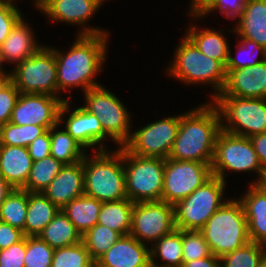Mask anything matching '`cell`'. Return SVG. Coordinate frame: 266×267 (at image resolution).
<instances>
[{
    "instance_id": "obj_1",
    "label": "cell",
    "mask_w": 266,
    "mask_h": 267,
    "mask_svg": "<svg viewBox=\"0 0 266 267\" xmlns=\"http://www.w3.org/2000/svg\"><path fill=\"white\" fill-rule=\"evenodd\" d=\"M110 37V34L76 35L74 43L68 45L65 51L48 45L56 59L59 98L63 101L73 100L71 94L69 98L62 97L66 95L64 92L71 93L74 88H80L83 94L90 88L102 85L97 77L104 72Z\"/></svg>"
},
{
    "instance_id": "obj_2",
    "label": "cell",
    "mask_w": 266,
    "mask_h": 267,
    "mask_svg": "<svg viewBox=\"0 0 266 267\" xmlns=\"http://www.w3.org/2000/svg\"><path fill=\"white\" fill-rule=\"evenodd\" d=\"M221 130V116L212 101L180 112V125L168 158L211 165Z\"/></svg>"
},
{
    "instance_id": "obj_3",
    "label": "cell",
    "mask_w": 266,
    "mask_h": 267,
    "mask_svg": "<svg viewBox=\"0 0 266 267\" xmlns=\"http://www.w3.org/2000/svg\"><path fill=\"white\" fill-rule=\"evenodd\" d=\"M180 37V43L175 46L174 56L165 68L167 76L175 79L183 85L208 86L214 90L208 96L212 101L224 89L227 79L225 66L212 59L196 47V45L185 35ZM177 79V80H176Z\"/></svg>"
},
{
    "instance_id": "obj_4",
    "label": "cell",
    "mask_w": 266,
    "mask_h": 267,
    "mask_svg": "<svg viewBox=\"0 0 266 267\" xmlns=\"http://www.w3.org/2000/svg\"><path fill=\"white\" fill-rule=\"evenodd\" d=\"M83 169L84 195L101 202L127 199L123 147L87 152Z\"/></svg>"
},
{
    "instance_id": "obj_5",
    "label": "cell",
    "mask_w": 266,
    "mask_h": 267,
    "mask_svg": "<svg viewBox=\"0 0 266 267\" xmlns=\"http://www.w3.org/2000/svg\"><path fill=\"white\" fill-rule=\"evenodd\" d=\"M199 231L219 258L250 242L244 208L237 197H230Z\"/></svg>"
},
{
    "instance_id": "obj_6",
    "label": "cell",
    "mask_w": 266,
    "mask_h": 267,
    "mask_svg": "<svg viewBox=\"0 0 266 267\" xmlns=\"http://www.w3.org/2000/svg\"><path fill=\"white\" fill-rule=\"evenodd\" d=\"M211 172L225 183L228 181L230 172L255 173L256 179L254 178L248 184L266 182V171L259 162L250 138L224 130L220 131L216 140Z\"/></svg>"
},
{
    "instance_id": "obj_7",
    "label": "cell",
    "mask_w": 266,
    "mask_h": 267,
    "mask_svg": "<svg viewBox=\"0 0 266 267\" xmlns=\"http://www.w3.org/2000/svg\"><path fill=\"white\" fill-rule=\"evenodd\" d=\"M104 85L90 88L83 94L82 106L97 115L103 131L115 146L123 147L129 140L133 125V114L120 97Z\"/></svg>"
},
{
    "instance_id": "obj_8",
    "label": "cell",
    "mask_w": 266,
    "mask_h": 267,
    "mask_svg": "<svg viewBox=\"0 0 266 267\" xmlns=\"http://www.w3.org/2000/svg\"><path fill=\"white\" fill-rule=\"evenodd\" d=\"M226 184L212 175L189 196L177 202L174 205L176 229L199 231L209 217L230 199L226 193Z\"/></svg>"
},
{
    "instance_id": "obj_9",
    "label": "cell",
    "mask_w": 266,
    "mask_h": 267,
    "mask_svg": "<svg viewBox=\"0 0 266 267\" xmlns=\"http://www.w3.org/2000/svg\"><path fill=\"white\" fill-rule=\"evenodd\" d=\"M127 198L133 203L161 201L165 159L140 157L123 146Z\"/></svg>"
},
{
    "instance_id": "obj_10",
    "label": "cell",
    "mask_w": 266,
    "mask_h": 267,
    "mask_svg": "<svg viewBox=\"0 0 266 267\" xmlns=\"http://www.w3.org/2000/svg\"><path fill=\"white\" fill-rule=\"evenodd\" d=\"M212 102L219 110L222 130L248 138L266 132V99L218 95Z\"/></svg>"
},
{
    "instance_id": "obj_11",
    "label": "cell",
    "mask_w": 266,
    "mask_h": 267,
    "mask_svg": "<svg viewBox=\"0 0 266 267\" xmlns=\"http://www.w3.org/2000/svg\"><path fill=\"white\" fill-rule=\"evenodd\" d=\"M57 66L54 51L43 45L35 54L11 66V82L20 93L58 97Z\"/></svg>"
},
{
    "instance_id": "obj_12",
    "label": "cell",
    "mask_w": 266,
    "mask_h": 267,
    "mask_svg": "<svg viewBox=\"0 0 266 267\" xmlns=\"http://www.w3.org/2000/svg\"><path fill=\"white\" fill-rule=\"evenodd\" d=\"M180 125V114L166 116L132 130L124 147L140 157L167 159Z\"/></svg>"
},
{
    "instance_id": "obj_13",
    "label": "cell",
    "mask_w": 266,
    "mask_h": 267,
    "mask_svg": "<svg viewBox=\"0 0 266 267\" xmlns=\"http://www.w3.org/2000/svg\"><path fill=\"white\" fill-rule=\"evenodd\" d=\"M212 176L207 163L165 159L164 185L161 201L173 206L189 196Z\"/></svg>"
},
{
    "instance_id": "obj_14",
    "label": "cell",
    "mask_w": 266,
    "mask_h": 267,
    "mask_svg": "<svg viewBox=\"0 0 266 267\" xmlns=\"http://www.w3.org/2000/svg\"><path fill=\"white\" fill-rule=\"evenodd\" d=\"M176 229L174 206L164 201L134 203L130 235L151 246Z\"/></svg>"
},
{
    "instance_id": "obj_15",
    "label": "cell",
    "mask_w": 266,
    "mask_h": 267,
    "mask_svg": "<svg viewBox=\"0 0 266 267\" xmlns=\"http://www.w3.org/2000/svg\"><path fill=\"white\" fill-rule=\"evenodd\" d=\"M72 100H66L59 112V123L87 151L92 152L113 149V142L103 131L97 115L87 111L82 105L72 106ZM107 142V143H106ZM107 145V146H106Z\"/></svg>"
},
{
    "instance_id": "obj_16",
    "label": "cell",
    "mask_w": 266,
    "mask_h": 267,
    "mask_svg": "<svg viewBox=\"0 0 266 267\" xmlns=\"http://www.w3.org/2000/svg\"><path fill=\"white\" fill-rule=\"evenodd\" d=\"M102 7L96 0H49L38 12L45 15L51 24L57 22V24L77 26L78 30L76 28L75 32L77 35L111 34L107 28L90 24V20Z\"/></svg>"
},
{
    "instance_id": "obj_17",
    "label": "cell",
    "mask_w": 266,
    "mask_h": 267,
    "mask_svg": "<svg viewBox=\"0 0 266 267\" xmlns=\"http://www.w3.org/2000/svg\"><path fill=\"white\" fill-rule=\"evenodd\" d=\"M64 101L48 94L20 93L10 122L16 125H38L46 130L59 123V112Z\"/></svg>"
},
{
    "instance_id": "obj_18",
    "label": "cell",
    "mask_w": 266,
    "mask_h": 267,
    "mask_svg": "<svg viewBox=\"0 0 266 267\" xmlns=\"http://www.w3.org/2000/svg\"><path fill=\"white\" fill-rule=\"evenodd\" d=\"M188 17H191L190 24L188 28L184 31L185 35L196 45L200 52L205 54L206 56L220 61L224 66L228 60L230 41L227 38V32L232 33L234 35V28L229 29L223 28L219 30L214 29L213 27L208 28L207 26L199 28V25L195 23L201 19L200 15H194L190 13H186ZM192 22V23H191ZM226 31V32H225Z\"/></svg>"
},
{
    "instance_id": "obj_19",
    "label": "cell",
    "mask_w": 266,
    "mask_h": 267,
    "mask_svg": "<svg viewBox=\"0 0 266 267\" xmlns=\"http://www.w3.org/2000/svg\"><path fill=\"white\" fill-rule=\"evenodd\" d=\"M95 263L100 267H151L150 246L124 235Z\"/></svg>"
},
{
    "instance_id": "obj_20",
    "label": "cell",
    "mask_w": 266,
    "mask_h": 267,
    "mask_svg": "<svg viewBox=\"0 0 266 267\" xmlns=\"http://www.w3.org/2000/svg\"><path fill=\"white\" fill-rule=\"evenodd\" d=\"M219 95L266 99V60L254 66L231 70Z\"/></svg>"
},
{
    "instance_id": "obj_21",
    "label": "cell",
    "mask_w": 266,
    "mask_h": 267,
    "mask_svg": "<svg viewBox=\"0 0 266 267\" xmlns=\"http://www.w3.org/2000/svg\"><path fill=\"white\" fill-rule=\"evenodd\" d=\"M247 189L238 196L241 201L247 224L250 242H266V182L248 184Z\"/></svg>"
},
{
    "instance_id": "obj_22",
    "label": "cell",
    "mask_w": 266,
    "mask_h": 267,
    "mask_svg": "<svg viewBox=\"0 0 266 267\" xmlns=\"http://www.w3.org/2000/svg\"><path fill=\"white\" fill-rule=\"evenodd\" d=\"M42 193L59 209L71 200L84 195L83 160L64 165Z\"/></svg>"
},
{
    "instance_id": "obj_23",
    "label": "cell",
    "mask_w": 266,
    "mask_h": 267,
    "mask_svg": "<svg viewBox=\"0 0 266 267\" xmlns=\"http://www.w3.org/2000/svg\"><path fill=\"white\" fill-rule=\"evenodd\" d=\"M27 21L26 16H23L2 44V55L9 67L10 64L14 67L23 62L44 45L38 41L37 36L35 37L36 31L32 29V24Z\"/></svg>"
},
{
    "instance_id": "obj_24",
    "label": "cell",
    "mask_w": 266,
    "mask_h": 267,
    "mask_svg": "<svg viewBox=\"0 0 266 267\" xmlns=\"http://www.w3.org/2000/svg\"><path fill=\"white\" fill-rule=\"evenodd\" d=\"M233 24L236 38L253 40L266 49V0H247Z\"/></svg>"
},
{
    "instance_id": "obj_25",
    "label": "cell",
    "mask_w": 266,
    "mask_h": 267,
    "mask_svg": "<svg viewBox=\"0 0 266 267\" xmlns=\"http://www.w3.org/2000/svg\"><path fill=\"white\" fill-rule=\"evenodd\" d=\"M33 160L26 147L0 145V174L15 189H22Z\"/></svg>"
},
{
    "instance_id": "obj_26",
    "label": "cell",
    "mask_w": 266,
    "mask_h": 267,
    "mask_svg": "<svg viewBox=\"0 0 266 267\" xmlns=\"http://www.w3.org/2000/svg\"><path fill=\"white\" fill-rule=\"evenodd\" d=\"M59 210L42 192H28L25 237L38 236Z\"/></svg>"
},
{
    "instance_id": "obj_27",
    "label": "cell",
    "mask_w": 266,
    "mask_h": 267,
    "mask_svg": "<svg viewBox=\"0 0 266 267\" xmlns=\"http://www.w3.org/2000/svg\"><path fill=\"white\" fill-rule=\"evenodd\" d=\"M151 267H182V230L175 229L150 246Z\"/></svg>"
},
{
    "instance_id": "obj_28",
    "label": "cell",
    "mask_w": 266,
    "mask_h": 267,
    "mask_svg": "<svg viewBox=\"0 0 266 267\" xmlns=\"http://www.w3.org/2000/svg\"><path fill=\"white\" fill-rule=\"evenodd\" d=\"M102 204L103 202L95 198L82 195L71 200L61 210L83 235L97 224Z\"/></svg>"
},
{
    "instance_id": "obj_29",
    "label": "cell",
    "mask_w": 266,
    "mask_h": 267,
    "mask_svg": "<svg viewBox=\"0 0 266 267\" xmlns=\"http://www.w3.org/2000/svg\"><path fill=\"white\" fill-rule=\"evenodd\" d=\"M38 237L53 249L72 246L82 241L81 233L61 209Z\"/></svg>"
},
{
    "instance_id": "obj_30",
    "label": "cell",
    "mask_w": 266,
    "mask_h": 267,
    "mask_svg": "<svg viewBox=\"0 0 266 267\" xmlns=\"http://www.w3.org/2000/svg\"><path fill=\"white\" fill-rule=\"evenodd\" d=\"M50 139V155L64 165L82 161L87 153L60 123L50 128Z\"/></svg>"
},
{
    "instance_id": "obj_31",
    "label": "cell",
    "mask_w": 266,
    "mask_h": 267,
    "mask_svg": "<svg viewBox=\"0 0 266 267\" xmlns=\"http://www.w3.org/2000/svg\"><path fill=\"white\" fill-rule=\"evenodd\" d=\"M134 203L127 199L103 202L97 224L106 226L122 236L128 235L132 225Z\"/></svg>"
},
{
    "instance_id": "obj_32",
    "label": "cell",
    "mask_w": 266,
    "mask_h": 267,
    "mask_svg": "<svg viewBox=\"0 0 266 267\" xmlns=\"http://www.w3.org/2000/svg\"><path fill=\"white\" fill-rule=\"evenodd\" d=\"M236 41L235 46L237 50L235 51L237 52L235 54H232V44L229 47L228 60L225 65L227 74L231 70L254 66L266 60V49L263 46H259L253 40L246 38H238L234 42Z\"/></svg>"
},
{
    "instance_id": "obj_33",
    "label": "cell",
    "mask_w": 266,
    "mask_h": 267,
    "mask_svg": "<svg viewBox=\"0 0 266 267\" xmlns=\"http://www.w3.org/2000/svg\"><path fill=\"white\" fill-rule=\"evenodd\" d=\"M27 205L28 191L13 188L0 206V221L20 229L25 236Z\"/></svg>"
},
{
    "instance_id": "obj_34",
    "label": "cell",
    "mask_w": 266,
    "mask_h": 267,
    "mask_svg": "<svg viewBox=\"0 0 266 267\" xmlns=\"http://www.w3.org/2000/svg\"><path fill=\"white\" fill-rule=\"evenodd\" d=\"M64 166L51 155L33 162L27 182L22 188L28 192H43Z\"/></svg>"
},
{
    "instance_id": "obj_35",
    "label": "cell",
    "mask_w": 266,
    "mask_h": 267,
    "mask_svg": "<svg viewBox=\"0 0 266 267\" xmlns=\"http://www.w3.org/2000/svg\"><path fill=\"white\" fill-rule=\"evenodd\" d=\"M121 236L106 226L96 224L82 235V242L92 260L96 262Z\"/></svg>"
},
{
    "instance_id": "obj_36",
    "label": "cell",
    "mask_w": 266,
    "mask_h": 267,
    "mask_svg": "<svg viewBox=\"0 0 266 267\" xmlns=\"http://www.w3.org/2000/svg\"><path fill=\"white\" fill-rule=\"evenodd\" d=\"M46 129L38 125H16L11 122L0 127V145L28 146Z\"/></svg>"
},
{
    "instance_id": "obj_37",
    "label": "cell",
    "mask_w": 266,
    "mask_h": 267,
    "mask_svg": "<svg viewBox=\"0 0 266 267\" xmlns=\"http://www.w3.org/2000/svg\"><path fill=\"white\" fill-rule=\"evenodd\" d=\"M266 258L263 244L249 242L220 258L221 267H259Z\"/></svg>"
},
{
    "instance_id": "obj_38",
    "label": "cell",
    "mask_w": 266,
    "mask_h": 267,
    "mask_svg": "<svg viewBox=\"0 0 266 267\" xmlns=\"http://www.w3.org/2000/svg\"><path fill=\"white\" fill-rule=\"evenodd\" d=\"M94 263L81 241L72 246L55 249L51 267H93Z\"/></svg>"
},
{
    "instance_id": "obj_39",
    "label": "cell",
    "mask_w": 266,
    "mask_h": 267,
    "mask_svg": "<svg viewBox=\"0 0 266 267\" xmlns=\"http://www.w3.org/2000/svg\"><path fill=\"white\" fill-rule=\"evenodd\" d=\"M54 250L38 236L26 237L24 267H51Z\"/></svg>"
},
{
    "instance_id": "obj_40",
    "label": "cell",
    "mask_w": 266,
    "mask_h": 267,
    "mask_svg": "<svg viewBox=\"0 0 266 267\" xmlns=\"http://www.w3.org/2000/svg\"><path fill=\"white\" fill-rule=\"evenodd\" d=\"M211 255L210 247L200 231L182 230L183 263Z\"/></svg>"
},
{
    "instance_id": "obj_41",
    "label": "cell",
    "mask_w": 266,
    "mask_h": 267,
    "mask_svg": "<svg viewBox=\"0 0 266 267\" xmlns=\"http://www.w3.org/2000/svg\"><path fill=\"white\" fill-rule=\"evenodd\" d=\"M23 16L25 14L20 10L18 0H0V48Z\"/></svg>"
},
{
    "instance_id": "obj_42",
    "label": "cell",
    "mask_w": 266,
    "mask_h": 267,
    "mask_svg": "<svg viewBox=\"0 0 266 267\" xmlns=\"http://www.w3.org/2000/svg\"><path fill=\"white\" fill-rule=\"evenodd\" d=\"M247 0H214L201 14V19L208 18L210 14L217 12L225 16L229 21H235L242 13Z\"/></svg>"
},
{
    "instance_id": "obj_43",
    "label": "cell",
    "mask_w": 266,
    "mask_h": 267,
    "mask_svg": "<svg viewBox=\"0 0 266 267\" xmlns=\"http://www.w3.org/2000/svg\"><path fill=\"white\" fill-rule=\"evenodd\" d=\"M16 86L10 82L0 91V127L10 122L18 95Z\"/></svg>"
},
{
    "instance_id": "obj_44",
    "label": "cell",
    "mask_w": 266,
    "mask_h": 267,
    "mask_svg": "<svg viewBox=\"0 0 266 267\" xmlns=\"http://www.w3.org/2000/svg\"><path fill=\"white\" fill-rule=\"evenodd\" d=\"M26 237L8 248L0 250V267H24Z\"/></svg>"
},
{
    "instance_id": "obj_45",
    "label": "cell",
    "mask_w": 266,
    "mask_h": 267,
    "mask_svg": "<svg viewBox=\"0 0 266 267\" xmlns=\"http://www.w3.org/2000/svg\"><path fill=\"white\" fill-rule=\"evenodd\" d=\"M50 129H47L42 135L38 136L29 146V154L33 162L42 160L50 155Z\"/></svg>"
},
{
    "instance_id": "obj_46",
    "label": "cell",
    "mask_w": 266,
    "mask_h": 267,
    "mask_svg": "<svg viewBox=\"0 0 266 267\" xmlns=\"http://www.w3.org/2000/svg\"><path fill=\"white\" fill-rule=\"evenodd\" d=\"M24 237L23 231L0 221V250L18 243Z\"/></svg>"
},
{
    "instance_id": "obj_47",
    "label": "cell",
    "mask_w": 266,
    "mask_h": 267,
    "mask_svg": "<svg viewBox=\"0 0 266 267\" xmlns=\"http://www.w3.org/2000/svg\"><path fill=\"white\" fill-rule=\"evenodd\" d=\"M262 168L266 171V132L250 137Z\"/></svg>"
},
{
    "instance_id": "obj_48",
    "label": "cell",
    "mask_w": 266,
    "mask_h": 267,
    "mask_svg": "<svg viewBox=\"0 0 266 267\" xmlns=\"http://www.w3.org/2000/svg\"><path fill=\"white\" fill-rule=\"evenodd\" d=\"M182 267H221V261L219 257L212 254L202 259L184 262Z\"/></svg>"
},
{
    "instance_id": "obj_49",
    "label": "cell",
    "mask_w": 266,
    "mask_h": 267,
    "mask_svg": "<svg viewBox=\"0 0 266 267\" xmlns=\"http://www.w3.org/2000/svg\"><path fill=\"white\" fill-rule=\"evenodd\" d=\"M214 0H190L188 12L194 15H200Z\"/></svg>"
},
{
    "instance_id": "obj_50",
    "label": "cell",
    "mask_w": 266,
    "mask_h": 267,
    "mask_svg": "<svg viewBox=\"0 0 266 267\" xmlns=\"http://www.w3.org/2000/svg\"><path fill=\"white\" fill-rule=\"evenodd\" d=\"M12 190L13 187L0 174V206Z\"/></svg>"
},
{
    "instance_id": "obj_51",
    "label": "cell",
    "mask_w": 266,
    "mask_h": 267,
    "mask_svg": "<svg viewBox=\"0 0 266 267\" xmlns=\"http://www.w3.org/2000/svg\"><path fill=\"white\" fill-rule=\"evenodd\" d=\"M11 82V74H0V91Z\"/></svg>"
},
{
    "instance_id": "obj_52",
    "label": "cell",
    "mask_w": 266,
    "mask_h": 267,
    "mask_svg": "<svg viewBox=\"0 0 266 267\" xmlns=\"http://www.w3.org/2000/svg\"><path fill=\"white\" fill-rule=\"evenodd\" d=\"M6 63L4 61L2 50L0 48V74H11V69H5Z\"/></svg>"
},
{
    "instance_id": "obj_53",
    "label": "cell",
    "mask_w": 266,
    "mask_h": 267,
    "mask_svg": "<svg viewBox=\"0 0 266 267\" xmlns=\"http://www.w3.org/2000/svg\"><path fill=\"white\" fill-rule=\"evenodd\" d=\"M49 0H31L33 2V6L35 7L36 11H38L45 3Z\"/></svg>"
},
{
    "instance_id": "obj_54",
    "label": "cell",
    "mask_w": 266,
    "mask_h": 267,
    "mask_svg": "<svg viewBox=\"0 0 266 267\" xmlns=\"http://www.w3.org/2000/svg\"><path fill=\"white\" fill-rule=\"evenodd\" d=\"M98 3H100L101 5H103L104 6V4H105V2L107 3V1L108 2H110V0H96Z\"/></svg>"
},
{
    "instance_id": "obj_55",
    "label": "cell",
    "mask_w": 266,
    "mask_h": 267,
    "mask_svg": "<svg viewBox=\"0 0 266 267\" xmlns=\"http://www.w3.org/2000/svg\"><path fill=\"white\" fill-rule=\"evenodd\" d=\"M259 267H266V258L262 261Z\"/></svg>"
},
{
    "instance_id": "obj_56",
    "label": "cell",
    "mask_w": 266,
    "mask_h": 267,
    "mask_svg": "<svg viewBox=\"0 0 266 267\" xmlns=\"http://www.w3.org/2000/svg\"><path fill=\"white\" fill-rule=\"evenodd\" d=\"M263 248H264V251H265V254H266V242L263 244Z\"/></svg>"
},
{
    "instance_id": "obj_57",
    "label": "cell",
    "mask_w": 266,
    "mask_h": 267,
    "mask_svg": "<svg viewBox=\"0 0 266 267\" xmlns=\"http://www.w3.org/2000/svg\"><path fill=\"white\" fill-rule=\"evenodd\" d=\"M93 267H100V266H98L96 263H94V264H93Z\"/></svg>"
}]
</instances>
